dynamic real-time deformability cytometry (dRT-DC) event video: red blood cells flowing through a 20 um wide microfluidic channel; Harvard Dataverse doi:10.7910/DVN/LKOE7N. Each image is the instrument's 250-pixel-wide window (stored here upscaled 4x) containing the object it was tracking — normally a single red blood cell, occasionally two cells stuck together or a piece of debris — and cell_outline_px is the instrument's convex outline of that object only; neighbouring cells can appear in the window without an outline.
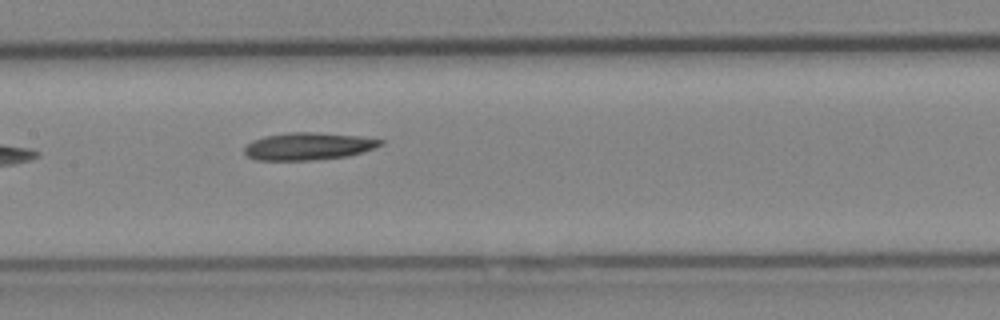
{"species": "Egyptian fruit bat (a non-hibernating species)", "species_latin": "Rousettus aegyptiacus", "temperature_condition": "cold", "stored_images_in_passage": 7, "camera_frame_rate_fps": 3000, "um_per_image_px": 0.085, "animal": {"sex": "female"}, "frame": {"image": 1, "passage_image": 7, "time_ms": 2.0, "image_size_px": [1000, 320], "cell_outline_px": [[384, 144], [364, 152], [348, 156], [316, 160], [256, 160], [248, 156], [244, 152], [244, 148], [252, 140], [264, 136], [288, 132], [316, 132], [356, 136], [384, 140]], "centroid_in_image_um": [26.21, 12.43], "position_along_channel_um": 181.2, "area_um2": 21.79}}